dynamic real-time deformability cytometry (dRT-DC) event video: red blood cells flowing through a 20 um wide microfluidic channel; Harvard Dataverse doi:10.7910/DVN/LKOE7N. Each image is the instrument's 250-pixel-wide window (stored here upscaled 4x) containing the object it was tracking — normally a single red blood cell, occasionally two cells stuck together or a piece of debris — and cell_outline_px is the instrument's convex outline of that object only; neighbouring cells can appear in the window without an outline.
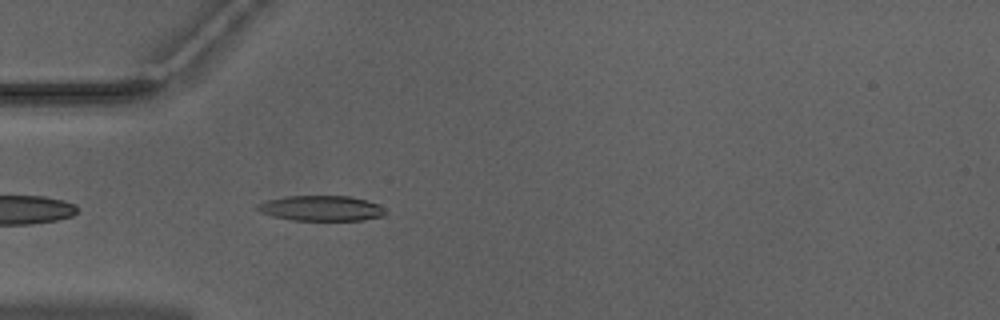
{"species": "Egyptian fruit bat (a non-hibernating species)", "species_latin": "Rousettus aegyptiacus", "temperature_condition": "warm", "stored_images_in_passage": 39, "camera_frame_rate_fps": 3000, "um_per_image_px": 0.085, "animal": {"sex": "male"}, "frame": {"image": 1, "passage_image": 3, "time_ms": 0.667, "image_size_px": [1000, 320], "cell_outline_px": [[384, 216], [364, 220], [292, 220], [272, 216], [260, 212], [256, 208], [260, 204], [268, 200], [284, 196], [352, 196], [368, 200], [384, 208]], "centroid_in_image_um": [27.32, 17.7], "position_along_channel_um": 57.7, "area_um2": 18.79}}
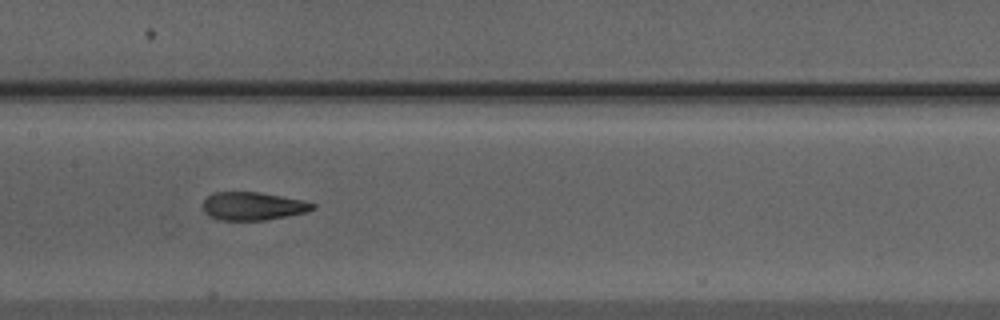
{"frame": {"image": 2, "passage_image": 13, "time_ms": 4.0, "image_size_px": [1000, 320], "cell_outline_px": [[316, 208], [308, 212], [268, 220], [220, 220], [204, 212], [204, 200], [208, 196], [216, 192], [260, 192], [304, 200], [316, 204]], "centroid_in_image_um": [21.57, 17.52], "position_along_channel_um": 185.8, "area_um2": 18.03}}
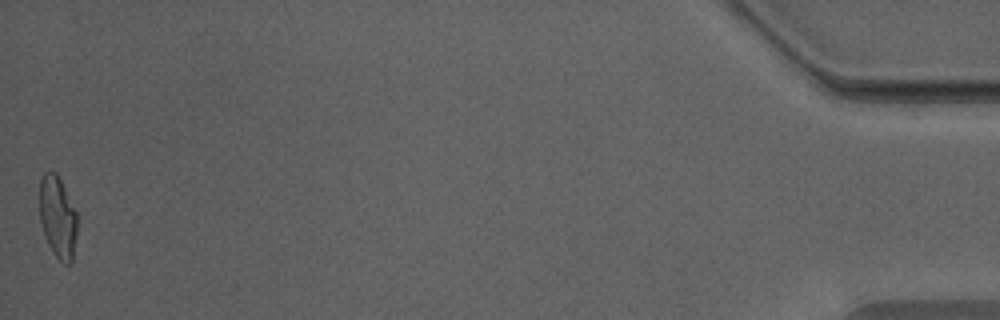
{"frame": {"image": 3, "passage_image": 39, "time_ms": 12.667, "image_size_px": [1000, 320], "cell_outline_px": [[76, 236], [72, 260], [68, 264], [64, 264], [52, 252], [48, 244], [40, 220], [40, 180], [44, 172], [56, 172], [76, 212]], "centroid_in_image_um": [4.89, 18.46], "position_along_channel_um": 430.3, "area_um2": 17.57}, "authors_computed_cell_mechanics": {"area_um2": 18.5538, "velocity_mm_per_s": 3.98, "shape_relaxation_time_tau1_ms": 4.8784, "shape_relaxation_time_tau2_ms": 1.669, "deformation_change_tau1": 0.2058, "deformation_change_tau2": 0.0806}}